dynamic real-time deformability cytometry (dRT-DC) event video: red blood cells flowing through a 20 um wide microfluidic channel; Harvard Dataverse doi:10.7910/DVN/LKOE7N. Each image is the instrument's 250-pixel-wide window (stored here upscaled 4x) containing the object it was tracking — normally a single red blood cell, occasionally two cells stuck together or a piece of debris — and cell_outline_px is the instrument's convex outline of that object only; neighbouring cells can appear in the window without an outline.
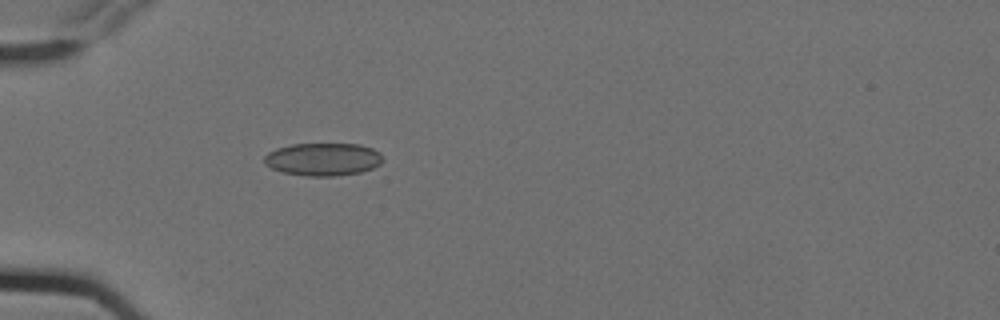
{"species": "Egyptian fruit bat (a non-hibernating species)", "species_latin": "Rousettus aegyptiacus", "temperature_condition": "cold", "stored_images_in_passage": 3, "camera_frame_rate_fps": 3000, "um_per_image_px": 0.085, "animal": {"sex": "female"}, "frame": {"image": 1, "passage_image": 3, "time_ms": 0.667, "image_size_px": [1000, 320], "cell_outline_px": [[384, 160], [380, 164], [372, 168], [360, 172], [336, 176], [304, 176], [284, 172], [272, 168], [264, 164], [264, 156], [268, 152], [276, 148], [292, 144], [360, 144], [372, 148], [380, 152], [384, 156]], "centroid_in_image_um": [27.48, 13.53], "position_along_channel_um": 57.5, "area_um2": 22.83}}